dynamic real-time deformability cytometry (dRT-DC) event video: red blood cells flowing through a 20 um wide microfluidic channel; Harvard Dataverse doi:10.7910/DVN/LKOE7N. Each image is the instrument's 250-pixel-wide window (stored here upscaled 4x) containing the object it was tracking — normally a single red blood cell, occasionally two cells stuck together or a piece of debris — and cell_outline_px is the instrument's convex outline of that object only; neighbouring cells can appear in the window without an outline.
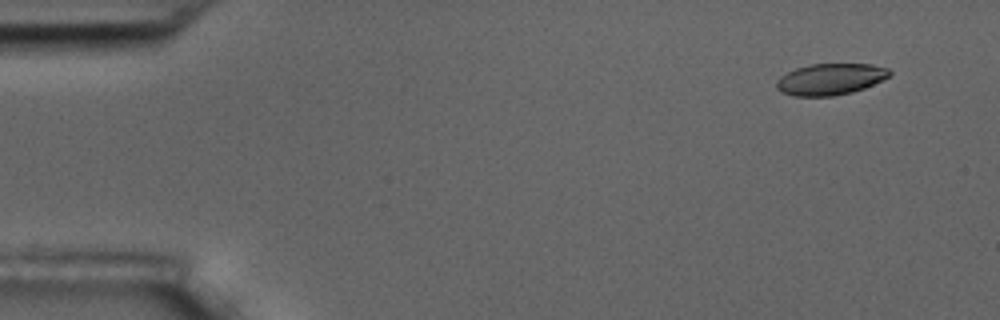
{"species": "common noctule bat (a hibernating species)", "species_latin": "Nyctalus noctula", "temperature_condition": "room temperature", "stored_images_in_passage": 4, "camera_frame_rate_fps": 3000, "um_per_image_px": 0.085, "animal": {"sex": "male", "body_mass_g": 17.5, "forearm_length_mm": 52.3}, "frame": {"image": 1, "passage_image": 1, "time_ms": 0.0, "image_size_px": [1000, 320], "cell_outline_px": [[892, 72], [888, 76], [864, 88], [852, 92], [832, 96], [792, 96], [780, 92], [776, 88], [776, 80], [780, 76], [796, 68], [812, 64], [872, 64], [888, 68]], "centroid_in_image_um": [70.53, 6.73], "position_along_channel_um": 14.5, "area_um2": 20.63}}